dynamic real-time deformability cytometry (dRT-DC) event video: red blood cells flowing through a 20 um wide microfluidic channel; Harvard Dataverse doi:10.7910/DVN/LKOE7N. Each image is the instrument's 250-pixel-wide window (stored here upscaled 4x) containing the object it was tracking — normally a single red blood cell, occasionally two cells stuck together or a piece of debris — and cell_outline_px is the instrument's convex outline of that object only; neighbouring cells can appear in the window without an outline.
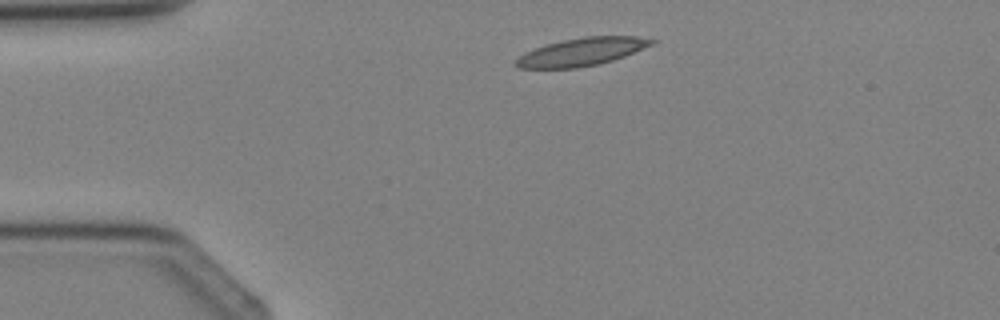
{"species": "Egyptian fruit bat (a non-hibernating species)", "species_latin": "Rousettus aegyptiacus", "temperature_condition": "cold", "stored_images_in_passage": 2, "camera_frame_rate_fps": 3000, "um_per_image_px": 0.085, "animal": {"sex": "female"}, "frame": {"image": 1, "passage_image": 1, "time_ms": 0.0, "image_size_px": [1000, 320], "cell_outline_px": [[656, 40], [652, 44], [624, 56], [600, 64], [576, 68], [516, 68], [512, 64], [524, 52], [548, 44], [564, 40], [584, 36], [636, 36]], "centroid_in_image_um": [49.4, 4.41], "position_along_channel_um": 35.6, "area_um2": 21.85}}
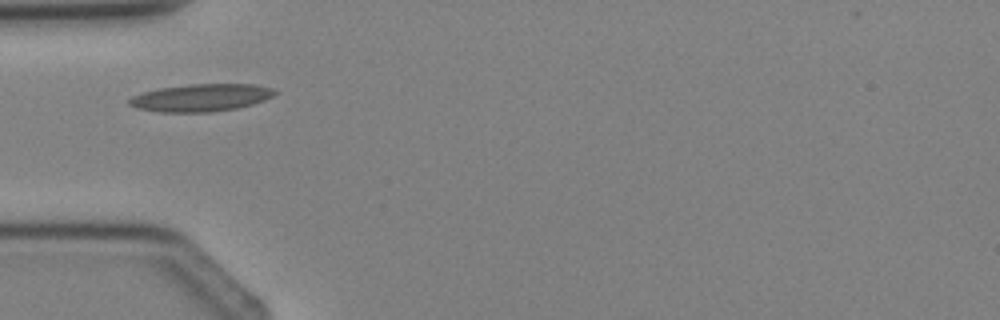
{"frame": {"image": 2, "passage_image": 2, "time_ms": 1.333, "image_size_px": [1000, 320], "cell_outline_px": [[280, 92], [264, 100], [252, 104], [236, 108], [212, 112], [160, 112], [136, 108], [128, 104], [128, 100], [132, 96], [144, 92], [160, 88], [192, 84], [256, 84], [272, 88]], "centroid_in_image_um": [17.1, 8.3], "position_along_channel_um": 67.9, "area_um2": 23.29}}